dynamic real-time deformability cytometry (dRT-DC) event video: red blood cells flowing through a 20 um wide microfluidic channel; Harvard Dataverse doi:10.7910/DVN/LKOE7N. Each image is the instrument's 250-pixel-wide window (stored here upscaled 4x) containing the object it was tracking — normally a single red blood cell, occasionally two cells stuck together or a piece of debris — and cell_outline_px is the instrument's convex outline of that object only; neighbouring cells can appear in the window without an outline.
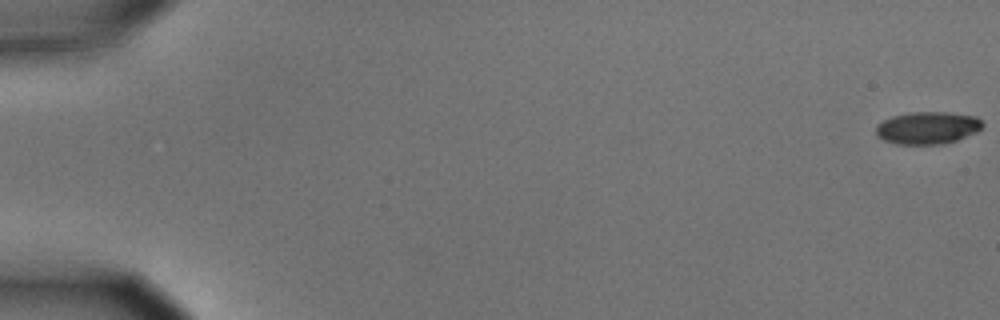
{"species": "common noctule bat (a hibernating species)", "species_latin": "Nyctalus noctula", "temperature_condition": "cold", "stored_images_in_passage": 5, "camera_frame_rate_fps": 3000, "um_per_image_px": 0.085, "animal": {"sex": "male", "body_mass_g": 15.6}, "frame": {"image": 1, "passage_image": 1, "time_ms": 0.0, "image_size_px": [1000, 320], "cell_outline_px": [[984, 124], [976, 132], [956, 140], [944, 144], [896, 144], [884, 140], [876, 136], [876, 124], [892, 116], [912, 112], [948, 112], [976, 116]], "centroid_in_image_um": [78.82, 10.86], "position_along_channel_um": 6.2, "area_um2": 20.11}}
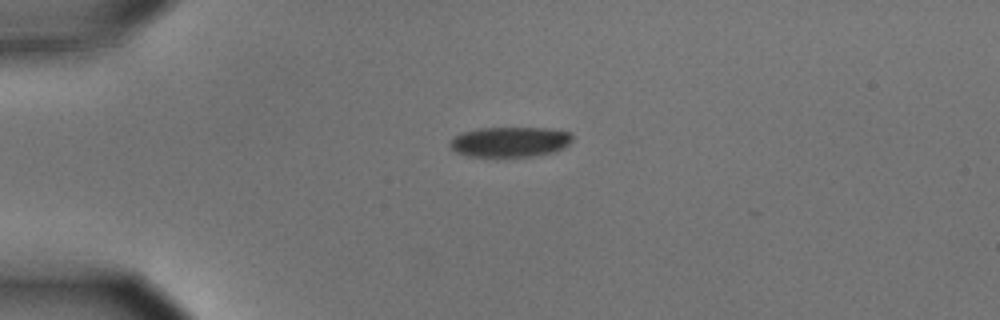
{"frame": {"image": 2, "passage_image": 5, "time_ms": 1.333, "image_size_px": [1000, 320], "cell_outline_px": [[572, 140], [564, 148], [556, 152], [532, 156], [504, 160], [468, 156], [456, 152], [448, 144], [460, 132], [480, 128], [548, 128], [572, 132]], "centroid_in_image_um": [43.35, 12.11], "position_along_channel_um": 41.7, "area_um2": 22.48}}